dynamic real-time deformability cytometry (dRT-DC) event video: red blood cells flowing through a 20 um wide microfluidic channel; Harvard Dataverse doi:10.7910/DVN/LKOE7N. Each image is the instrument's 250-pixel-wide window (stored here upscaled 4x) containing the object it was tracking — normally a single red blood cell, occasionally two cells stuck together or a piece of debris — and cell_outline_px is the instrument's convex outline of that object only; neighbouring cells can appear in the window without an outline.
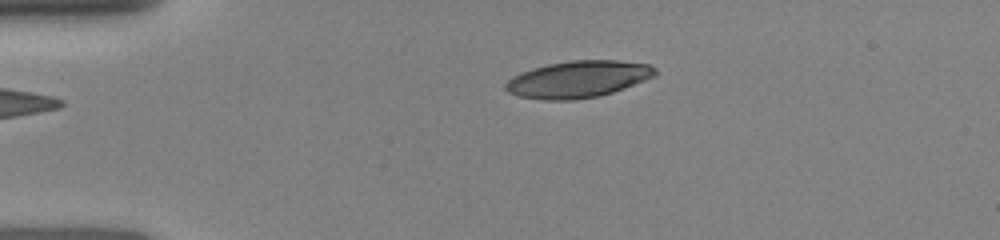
{"species": "human", "species_latin": "Homo sapiens", "temperature_condition": "room temperature", "stored_images_in_passage": 6, "camera_frame_rate_fps": 3000, "um_per_image_px": 0.085, "donor": {"sex": "female"}, "frame": {"image": 1, "passage_image": 6, "time_ms": 3.333, "image_size_px": [1000, 240], "cell_outline_px": [[656, 76], [624, 88], [600, 96], [572, 100], [544, 100], [516, 96], [508, 92], [504, 88], [504, 84], [512, 76], [520, 72], [532, 68], [548, 64], [572, 60], [616, 60], [652, 64], [656, 68]], "centroid_in_image_um": [49.13, 6.73], "position_along_channel_um": 35.9, "area_um2": 32.37}}